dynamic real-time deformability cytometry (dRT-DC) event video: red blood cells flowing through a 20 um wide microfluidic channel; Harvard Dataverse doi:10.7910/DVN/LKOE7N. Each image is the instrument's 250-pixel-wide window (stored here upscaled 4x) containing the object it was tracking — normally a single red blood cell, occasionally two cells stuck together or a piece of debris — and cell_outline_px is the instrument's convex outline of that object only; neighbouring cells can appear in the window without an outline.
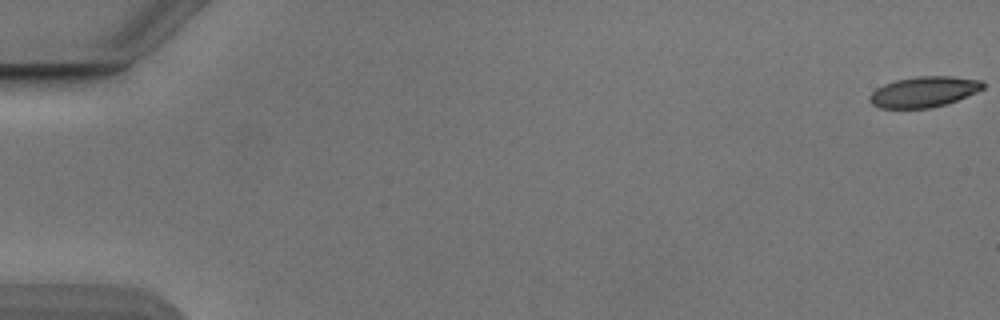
{"species": "Egyptian fruit bat (a non-hibernating species)", "species_latin": "Rousettus aegyptiacus", "temperature_condition": "cold", "stored_images_in_passage": 54, "camera_frame_rate_fps": 3000, "um_per_image_px": 0.085, "animal": {"sex": "male"}, "frame": {"image": 1, "passage_image": 1, "time_ms": 0.0, "image_size_px": [1000, 320], "cell_outline_px": [[984, 88], [976, 92], [948, 104], [932, 108], [880, 108], [872, 104], [868, 100], [868, 96], [876, 88], [884, 84], [896, 80], [916, 76], [952, 76], [984, 80]], "centroid_in_image_um": [78.54, 7.8], "position_along_channel_um": 6.5, "area_um2": 20.46}}
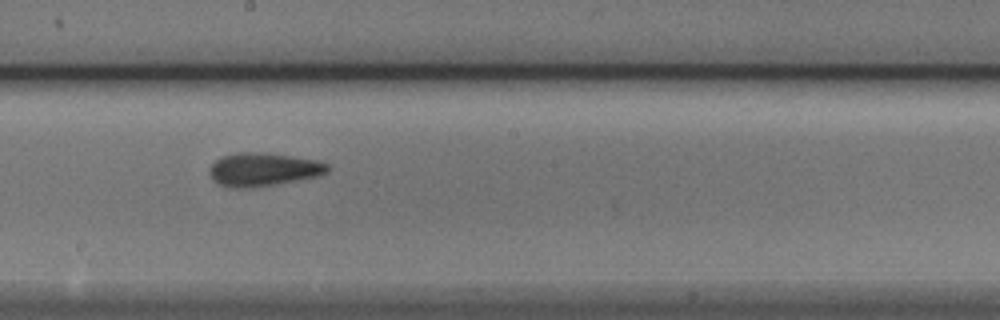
{"frame": {"image": 2, "passage_image": 31, "time_ms": 10.0, "image_size_px": [1000, 320], "cell_outline_px": [[328, 172], [316, 176], [272, 184], [248, 188], [232, 188], [220, 184], [212, 180], [208, 172], [208, 168], [216, 160], [224, 156], [236, 152], [264, 152], [316, 160], [328, 164]], "centroid_in_image_um": [22.31, 14.39], "position_along_channel_um": 225.9, "area_um2": 22.66}}
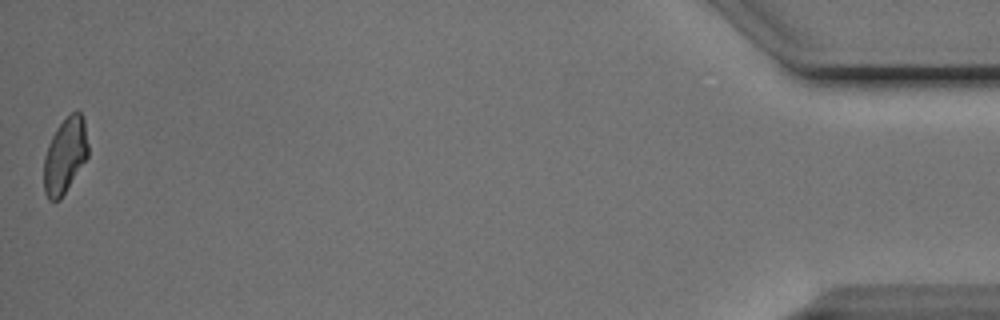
{"frame": {"image": 3, "passage_image": 54, "time_ms": 17.667, "image_size_px": [1000, 320], "cell_outline_px": [[88, 156], [60, 200], [48, 200], [44, 192], [44, 156], [48, 144], [56, 128], [72, 112], [80, 112], [84, 120], [88, 144]], "centroid_in_image_um": [5.52, 13.24], "position_along_channel_um": 429.7, "area_um2": 19.31}, "authors_computed_cell_mechanics": {"area_um2": 21.2415, "velocity_mm_per_s": 3.8658, "shape_relaxation_time_tau1_ms": 5.2551, "shape_relaxation_time_tau2_ms": 2.4282, "deformation_change_tau1": 0.1301, "deformation_change_tau2": 0.086}}